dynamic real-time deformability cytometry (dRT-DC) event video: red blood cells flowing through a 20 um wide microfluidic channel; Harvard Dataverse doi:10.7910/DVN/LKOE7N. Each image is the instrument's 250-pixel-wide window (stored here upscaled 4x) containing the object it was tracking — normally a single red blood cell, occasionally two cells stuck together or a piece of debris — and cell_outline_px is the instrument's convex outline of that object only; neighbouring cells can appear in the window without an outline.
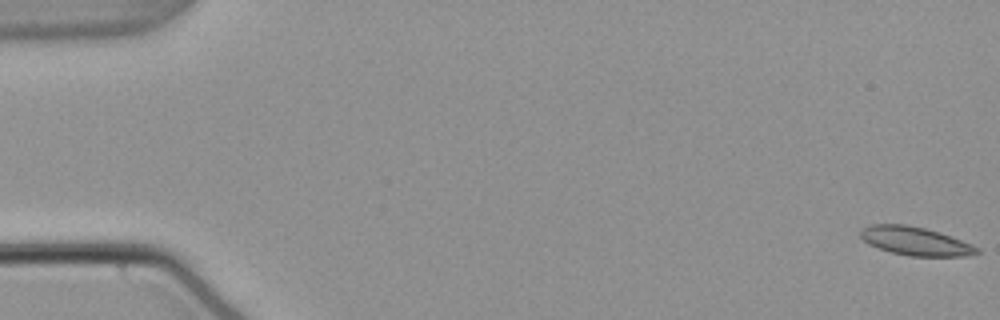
{"species": "common noctule bat (a hibernating species)", "species_latin": "Nyctalus noctula", "temperature_condition": "warm", "stored_images_in_passage": 55, "camera_frame_rate_fps": 3000, "um_per_image_px": 0.085, "animal": {"sex": "male", "body_mass_g": 21.5, "forearm_length_mm": 52.0}, "frame": {"image": 1, "passage_image": 1, "time_ms": 0.0, "image_size_px": [1000, 320], "cell_outline_px": [[980, 252], [968, 256], [912, 256], [892, 252], [868, 244], [860, 236], [860, 232], [868, 224], [904, 224], [924, 228], [952, 236], [972, 244], [980, 248]], "centroid_in_image_um": [77.84, 20.49], "position_along_channel_um": 7.2, "area_um2": 19.25}}
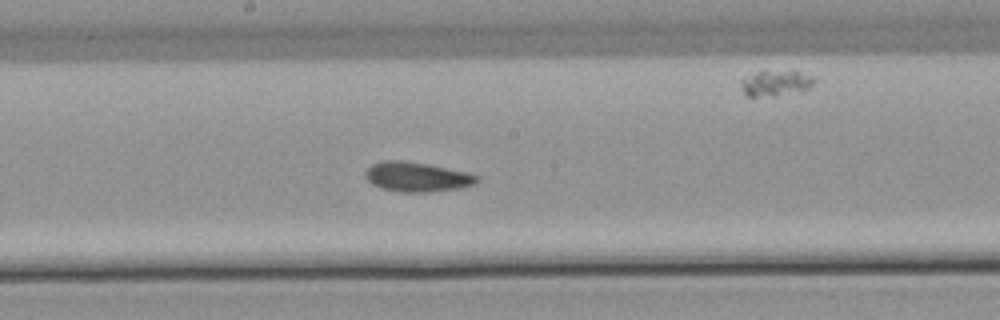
{"frame": {"image": 2, "passage_image": 30, "time_ms": 9.667, "image_size_px": [1000, 320], "cell_outline_px": [[480, 180], [476, 184], [460, 188], [428, 192], [400, 192], [380, 188], [372, 184], [364, 176], [364, 172], [372, 164], [384, 160], [404, 160], [428, 164], [468, 172], [480, 176]], "centroid_in_image_um": [35.46, 15.03], "position_along_channel_um": 212.7, "area_um2": 19.54}}
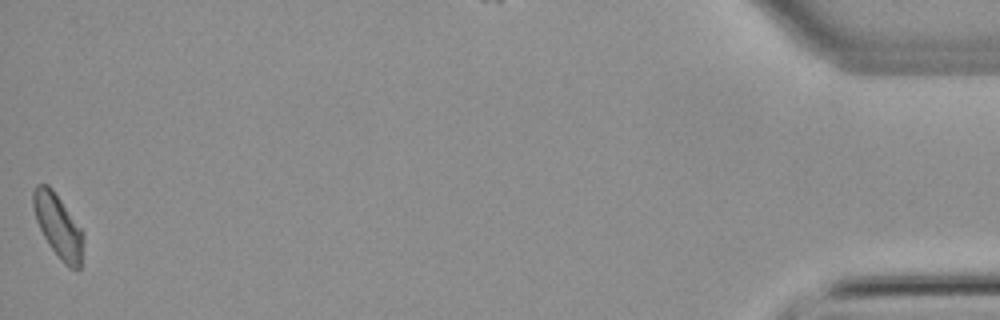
{"frame": {"image": 3, "passage_image": 55, "time_ms": 18.0, "image_size_px": [1000, 320], "cell_outline_px": [[84, 236], [80, 268], [76, 272], [68, 268], [60, 260], [48, 244], [36, 220], [32, 204], [32, 192], [36, 184], [48, 184], [52, 188], [80, 228]], "centroid_in_image_um": [4.93, 19.24], "position_along_channel_um": 430.3, "area_um2": 18.5}, "authors_computed_cell_mechanics": {"area_um2": 18.6694, "velocity_mm_per_s": 3.7845, "shape_relaxation_time_tau1_ms": 9.9473, "shape_relaxation_time_tau2_ms": 2.2499, "deformation_change_tau1": 0.1623, "deformation_change_tau2": 0.081}}